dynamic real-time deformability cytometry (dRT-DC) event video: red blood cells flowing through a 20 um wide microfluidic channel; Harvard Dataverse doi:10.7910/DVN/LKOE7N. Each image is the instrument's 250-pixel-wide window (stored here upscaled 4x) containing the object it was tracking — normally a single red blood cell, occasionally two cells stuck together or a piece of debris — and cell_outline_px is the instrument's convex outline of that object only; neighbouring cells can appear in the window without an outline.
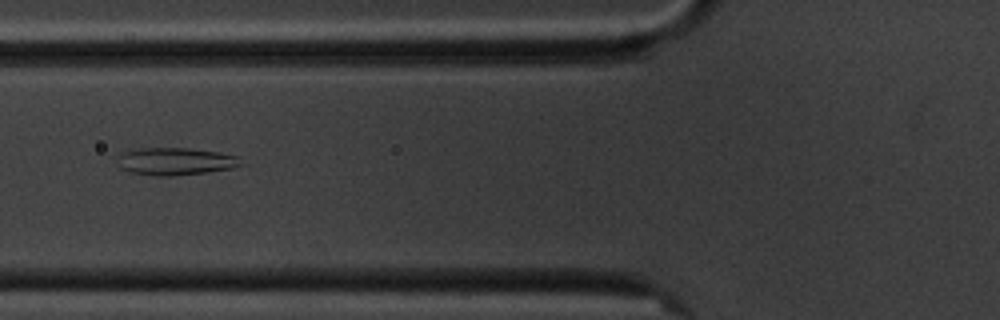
{"species": "common noctule bat (a hibernating species)", "species_latin": "Nyctalus noctula", "temperature_condition": "cold", "stored_images_in_passage": 9, "camera_frame_rate_fps": 3000, "um_per_image_px": 0.085, "animal": {"sex": "male", "body_mass_g": 20.1, "forearm_length_mm": 53.5}, "frame": {"image": 1, "passage_image": 6, "time_ms": 5.667, "image_size_px": [1000, 320], "cell_outline_px": [[248, 164], [232, 168], [204, 172], [172, 176], [156, 176], [132, 172], [120, 168], [120, 156], [124, 152], [140, 148], [188, 148], [220, 152], [240, 156]], "centroid_in_image_um": [15.05, 13.71], "position_along_channel_um": 110.8, "area_um2": 19.77}}
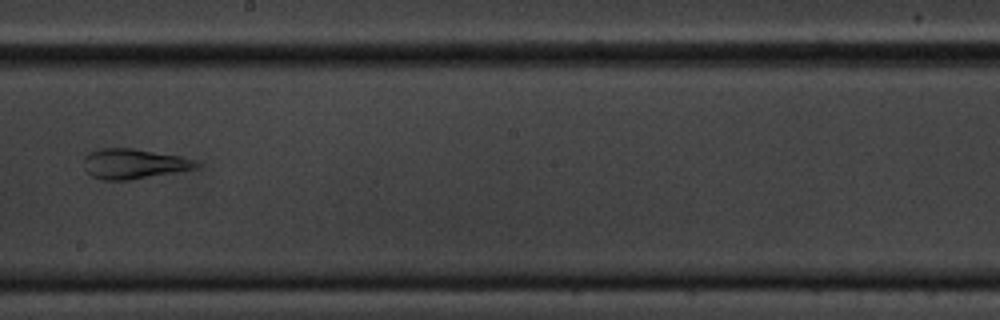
{"frame": {"image": 2, "passage_image": 9, "time_ms": 9.333, "image_size_px": [1000, 320], "cell_outline_px": [[200, 164], [192, 168], [172, 172], [128, 180], [104, 180], [92, 176], [84, 168], [84, 156], [88, 152], [100, 148], [132, 148], [180, 156], [192, 160]], "centroid_in_image_um": [11.26, 13.9], "position_along_channel_um": 236.9, "area_um2": 19.25}}